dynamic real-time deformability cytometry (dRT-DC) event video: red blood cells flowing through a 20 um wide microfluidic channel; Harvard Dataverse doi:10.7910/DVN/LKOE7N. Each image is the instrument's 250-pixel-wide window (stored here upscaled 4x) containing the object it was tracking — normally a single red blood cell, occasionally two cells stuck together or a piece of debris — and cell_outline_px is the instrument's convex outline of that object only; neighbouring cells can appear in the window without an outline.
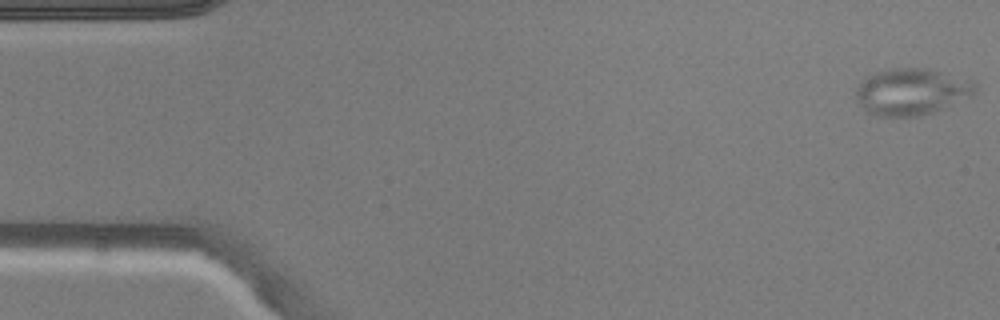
{"species": "common noctule bat (a hibernating species)", "species_latin": "Nyctalus noctula", "temperature_condition": "warm", "stored_images_in_passage": 5, "camera_frame_rate_fps": 3000, "um_per_image_px": 0.085, "animal": {"sex": "male", "body_mass_g": 20.5, "forearm_length_mm": 52.5}, "frame": {"image": 1, "passage_image": 1, "time_ms": 0.0, "image_size_px": [1000, 320], "cell_outline_px": [[976, 92], [972, 96], [948, 108], [920, 116], [876, 116], [868, 112], [856, 100], [856, 88], [868, 76], [888, 68], [928, 68], [972, 80], [976, 84]], "centroid_in_image_um": [77.53, 7.8], "position_along_channel_um": 7.5, "area_um2": 32.66}}